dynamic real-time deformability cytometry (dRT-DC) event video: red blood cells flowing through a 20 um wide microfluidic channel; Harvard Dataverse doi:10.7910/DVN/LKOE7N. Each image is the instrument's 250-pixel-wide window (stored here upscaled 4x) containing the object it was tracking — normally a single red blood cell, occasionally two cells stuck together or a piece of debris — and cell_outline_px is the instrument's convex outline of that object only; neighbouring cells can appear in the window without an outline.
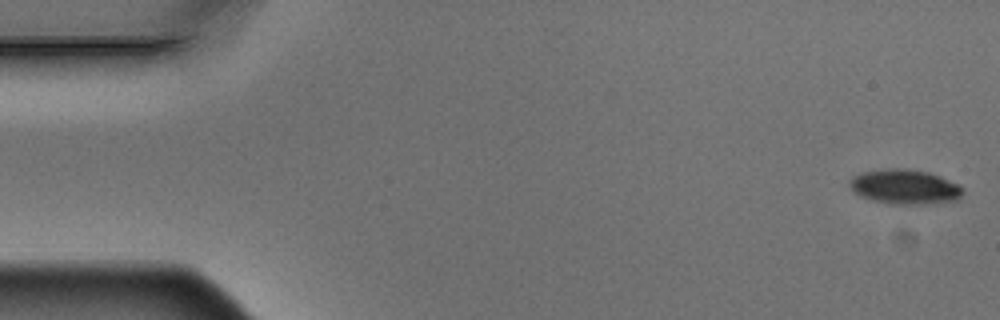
{"species": "Egyptian fruit bat (a non-hibernating species)", "species_latin": "Rousettus aegyptiacus", "temperature_condition": "warm", "stored_images_in_passage": 5, "camera_frame_rate_fps": 3000, "um_per_image_px": 0.085, "animal": {"sex": "male"}, "frame": {"image": 1, "passage_image": 1, "time_ms": 0.0, "image_size_px": [1000, 320], "cell_outline_px": [[964, 192], [960, 200], [924, 204], [892, 204], [872, 200], [860, 196], [848, 184], [848, 180], [852, 176], [860, 172], [892, 168], [904, 168], [928, 172], [940, 176], [960, 184], [964, 188]], "centroid_in_image_um": [76.94, 15.88], "position_along_channel_um": 8.1, "area_um2": 23.18}}
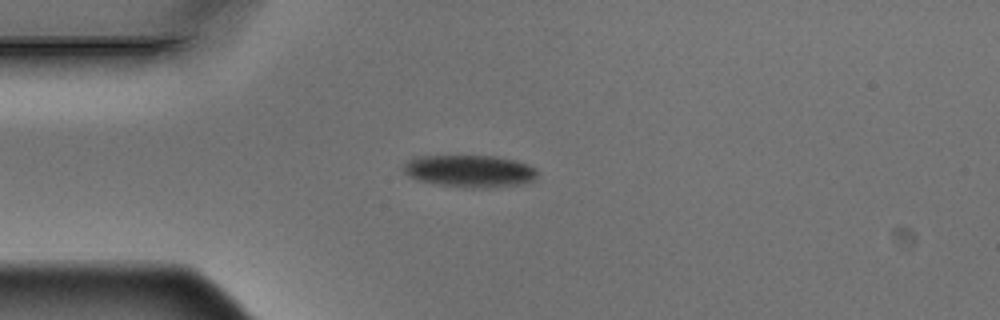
{"frame": {"image": 2, "passage_image": 4, "time_ms": 1.0, "image_size_px": [1000, 320], "cell_outline_px": [[536, 180], [524, 184], [488, 188], [472, 188], [432, 184], [416, 180], [408, 176], [404, 172], [404, 164], [412, 156], [496, 156], [516, 160], [528, 164], [536, 168]], "centroid_in_image_um": [39.93, 14.55], "position_along_channel_um": 45.1, "area_um2": 25.61}}
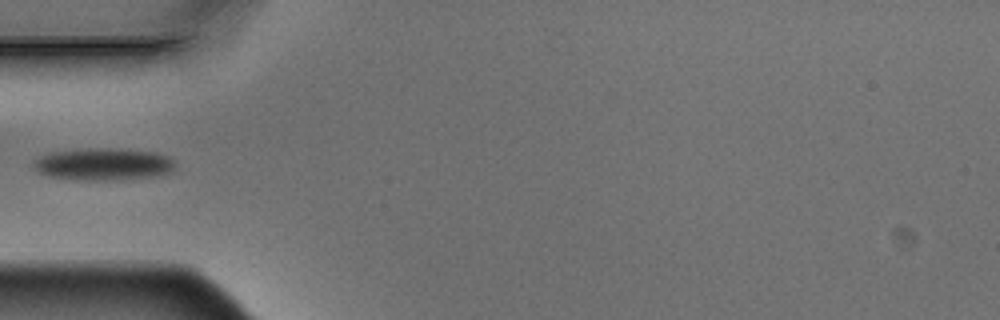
{"frame": {"image": 3, "passage_image": 5, "time_ms": 1.333, "image_size_px": [1000, 320], "cell_outline_px": [[176, 168], [172, 172], [160, 176], [120, 180], [80, 180], [52, 176], [40, 172], [36, 168], [36, 160], [40, 156], [52, 152], [88, 148], [108, 148], [156, 152], [168, 156], [176, 160]], "centroid_in_image_um": [8.93, 13.96], "position_along_channel_um": 76.1, "area_um2": 26.65}}